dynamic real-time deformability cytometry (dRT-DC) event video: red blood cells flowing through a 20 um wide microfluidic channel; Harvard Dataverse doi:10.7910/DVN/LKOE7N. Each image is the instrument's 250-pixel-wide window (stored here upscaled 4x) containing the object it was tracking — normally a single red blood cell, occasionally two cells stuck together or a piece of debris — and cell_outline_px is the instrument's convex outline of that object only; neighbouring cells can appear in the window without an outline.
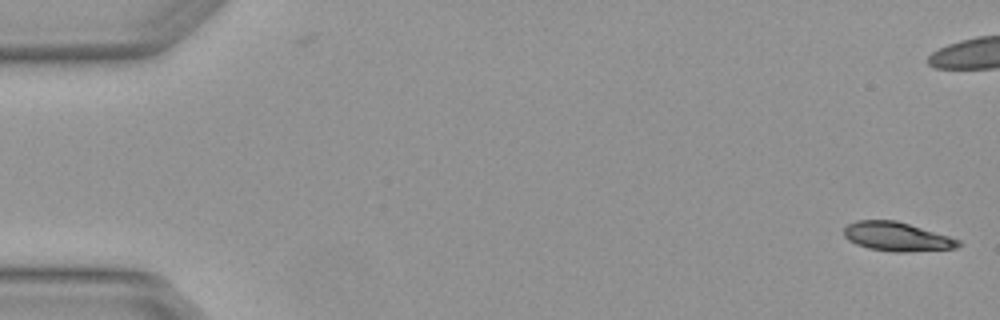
{"species": "Egyptian fruit bat (a non-hibernating species)", "species_latin": "Rousettus aegyptiacus", "temperature_condition": "warm", "stored_images_in_passage": 6, "camera_frame_rate_fps": 3000, "um_per_image_px": 0.085, "animal": {"sex": "female"}, "frame": {"image": 1, "passage_image": 1, "time_ms": 0.0, "image_size_px": [1000, 320], "cell_outline_px": [[964, 244], [956, 248], [904, 252], [892, 252], [868, 248], [856, 244], [848, 240], [844, 236], [844, 228], [848, 224], [856, 220], [896, 220], [948, 236], [960, 240]], "centroid_in_image_um": [76.23, 20.12], "position_along_channel_um": 8.8, "area_um2": 19.31}}